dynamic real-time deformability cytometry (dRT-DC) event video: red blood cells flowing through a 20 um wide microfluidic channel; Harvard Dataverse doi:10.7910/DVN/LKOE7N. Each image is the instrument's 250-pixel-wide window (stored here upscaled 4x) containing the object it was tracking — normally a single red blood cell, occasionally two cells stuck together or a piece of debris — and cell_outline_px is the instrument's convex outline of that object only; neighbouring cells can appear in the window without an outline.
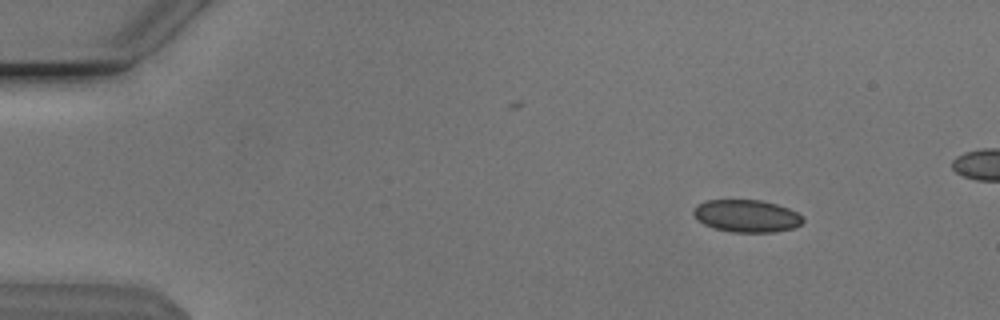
{"species": "Egyptian fruit bat (a non-hibernating species)", "species_latin": "Rousettus aegyptiacus", "temperature_condition": "cold", "stored_images_in_passage": 32, "camera_frame_rate_fps": 3000, "um_per_image_px": 0.085, "animal": {"sex": "male"}, "frame": {"image": 1, "passage_image": 2, "time_ms": 0.333, "image_size_px": [1000, 320], "cell_outline_px": [[804, 220], [800, 224], [792, 228], [776, 232], [732, 232], [716, 228], [704, 224], [692, 212], [692, 208], [696, 204], [704, 200], [760, 200], [776, 204], [788, 208], [804, 216]], "centroid_in_image_um": [63.46, 18.34], "position_along_channel_um": 21.5, "area_um2": 20.63}}
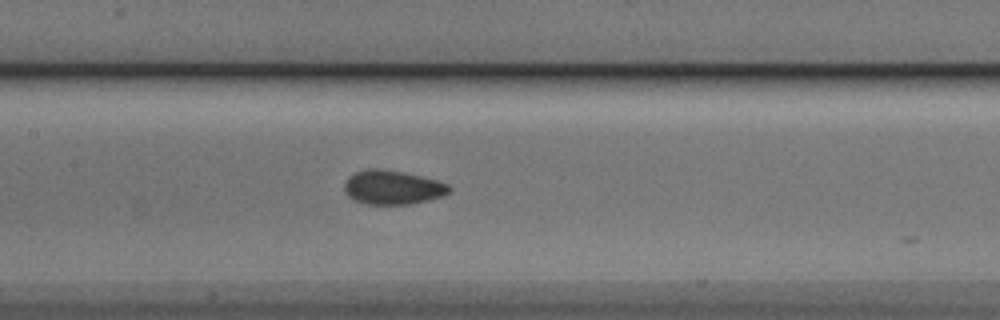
{"frame": {"image": 2, "passage_image": 21, "time_ms": 6.667, "image_size_px": [1000, 320], "cell_outline_px": [[452, 192], [444, 196], [412, 204], [364, 204], [352, 200], [344, 192], [344, 184], [348, 176], [356, 172], [368, 168], [376, 168], [404, 172], [436, 180], [448, 184], [452, 188]], "centroid_in_image_um": [33.37, 15.94], "position_along_channel_um": 174.0, "area_um2": 21.1}}
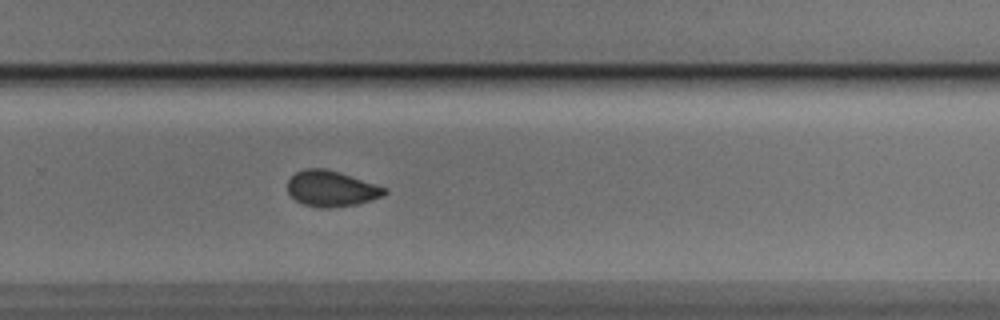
{"frame": {"image": 3, "passage_image": 31, "time_ms": 10.0, "image_size_px": [1000, 320], "cell_outline_px": [[388, 192], [384, 196], [356, 204], [332, 208], [320, 208], [304, 204], [296, 200], [288, 192], [288, 180], [296, 172], [304, 168], [324, 168], [340, 172], [388, 188]], "centroid_in_image_um": [28.19, 16.03], "position_along_channel_um": 301.6, "area_um2": 20.29}}